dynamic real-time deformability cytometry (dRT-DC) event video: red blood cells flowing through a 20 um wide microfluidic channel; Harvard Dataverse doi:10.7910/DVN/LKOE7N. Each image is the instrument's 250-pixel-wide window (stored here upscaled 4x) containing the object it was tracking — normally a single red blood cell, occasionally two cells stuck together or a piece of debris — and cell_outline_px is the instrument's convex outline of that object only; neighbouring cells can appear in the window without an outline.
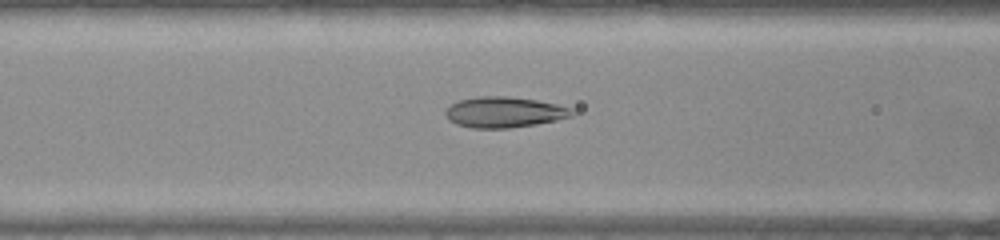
{"species": "common noctule bat (a hibernating species)", "species_latin": "Nyctalus noctula", "temperature_condition": "warm", "stored_images_in_passage": 51, "camera_frame_rate_fps": 3000, "um_per_image_px": 0.085, "animal": {"sex": "female", "body_mass_g": 22.0, "forearm_length_mm": 56.7}, "frame": {"image": 1, "passage_image": 20, "time_ms": 6.333, "image_size_px": [1000, 240], "cell_outline_px": [[576, 112], [572, 116], [556, 120], [536, 124], [508, 128], [472, 128], [456, 124], [448, 120], [444, 112], [452, 104], [460, 100], [476, 96], [508, 96], [536, 100], [556, 104], [572, 108]], "centroid_in_image_um": [42.86, 9.53], "position_along_channel_um": 123.7, "area_um2": 22.66}}
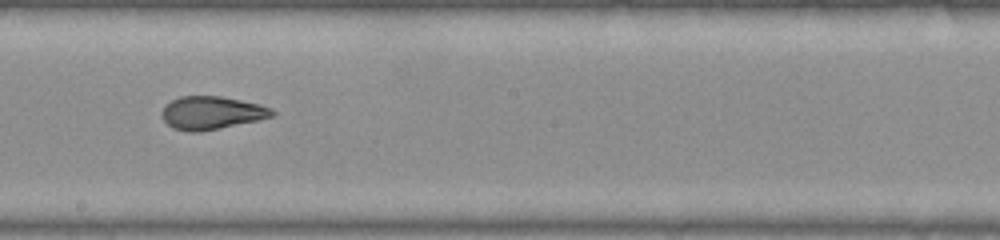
{"frame": {"image": 2, "passage_image": 28, "time_ms": 9.0, "image_size_px": [1000, 240], "cell_outline_px": [[276, 116], [260, 120], [200, 132], [188, 132], [172, 128], [164, 120], [160, 112], [172, 100], [180, 96], [220, 96], [260, 104], [272, 108], [276, 112]], "centroid_in_image_um": [18.03, 9.6], "position_along_channel_um": 230.2, "area_um2": 21.39}}
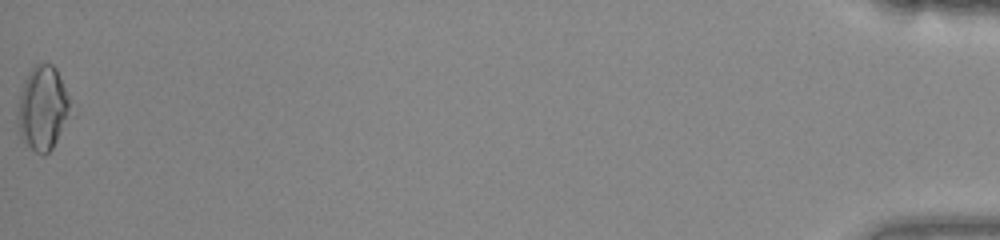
{"frame": {"image": 3, "passage_image": 51, "time_ms": 16.667, "image_size_px": [1000, 240], "cell_outline_px": [[68, 108], [56, 140], [52, 148], [44, 156], [36, 152], [20, 136], [16, 120], [20, 92], [24, 80], [28, 72], [36, 64], [52, 64], [56, 68], [68, 96]], "centroid_in_image_um": [3.55, 9.16], "position_along_channel_um": 431.7, "area_um2": 24.85}, "authors_computed_cell_mechanics": {"area_um2": 22.1952, "velocity_mm_per_s": 3.9978, "shape_relaxation_time_tau1_ms": null, "shape_relaxation_time_tau2_ms": 1.2907, "deformation_change_tau1": null, "deformation_change_tau2": 0.075}}